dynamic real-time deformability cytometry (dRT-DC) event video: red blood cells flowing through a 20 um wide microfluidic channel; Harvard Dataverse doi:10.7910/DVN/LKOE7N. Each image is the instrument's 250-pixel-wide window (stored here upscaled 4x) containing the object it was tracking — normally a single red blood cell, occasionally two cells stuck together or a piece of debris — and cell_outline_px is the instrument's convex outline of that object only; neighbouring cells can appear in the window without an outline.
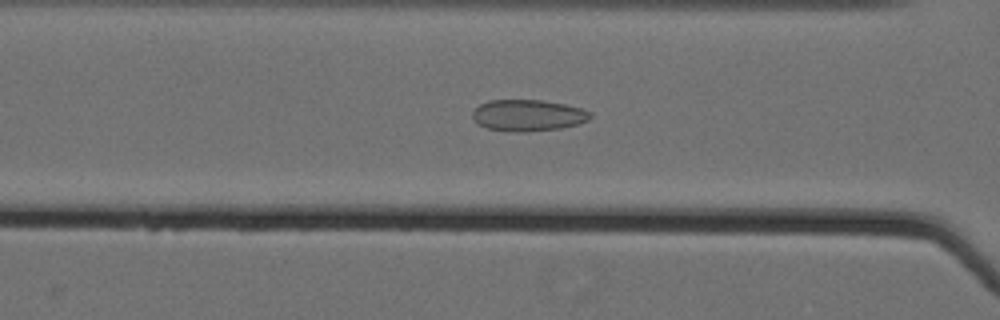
{"species": "Egyptian fruit bat (a non-hibernating species)", "species_latin": "Rousettus aegyptiacus", "temperature_condition": "cold", "stored_images_in_passage": 49, "camera_frame_rate_fps": 3000, "um_per_image_px": 0.085, "animal": {"sex": "female"}, "frame": {"image": 1, "passage_image": 18, "time_ms": 5.667, "image_size_px": [1000, 320], "cell_outline_px": [[592, 116], [588, 120], [576, 124], [560, 128], [524, 132], [512, 132], [488, 128], [480, 124], [472, 116], [472, 112], [480, 104], [488, 100], [540, 100], [564, 104], [580, 108], [592, 112]], "centroid_in_image_um": [44.88, 9.8], "position_along_channel_um": 121.7, "area_um2": 21.39}}
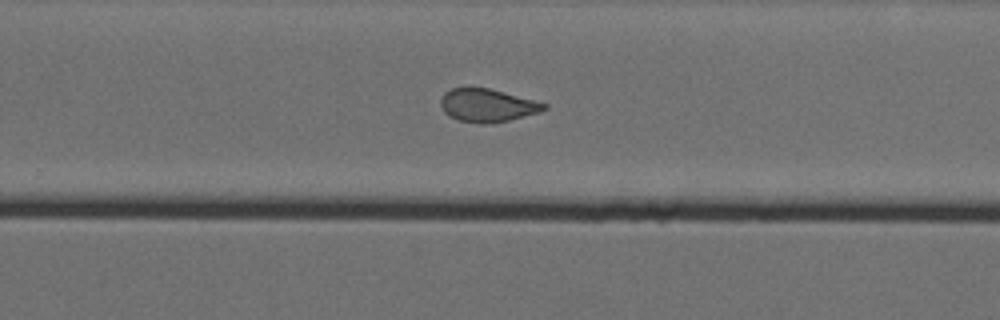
{"frame": {"image": 2, "passage_image": 32, "time_ms": 10.333, "image_size_px": [1000, 320], "cell_outline_px": [[548, 108], [540, 112], [508, 120], [488, 124], [480, 124], [456, 120], [448, 116], [444, 112], [440, 104], [440, 100], [444, 92], [452, 88], [468, 84], [488, 88], [504, 92], [548, 104]], "centroid_in_image_um": [41.36, 8.93], "position_along_channel_um": 288.4, "area_um2": 20.46}}
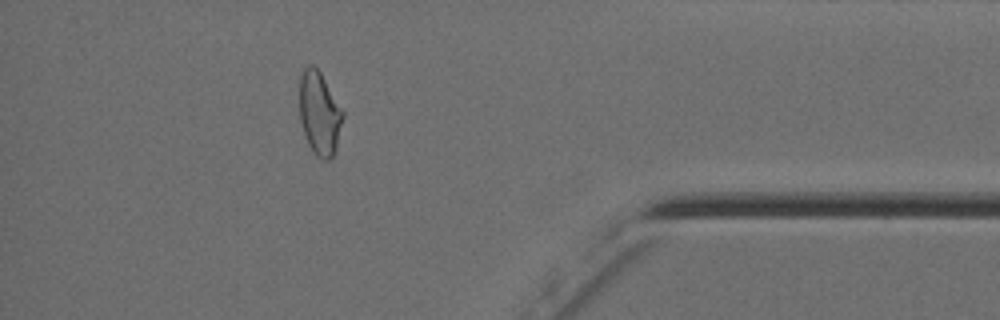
{"frame": {"image": 3, "passage_image": 44, "time_ms": 14.333, "image_size_px": [1000, 320], "cell_outline_px": [[344, 116], [336, 144], [332, 156], [328, 160], [324, 160], [316, 156], [312, 152], [308, 144], [300, 120], [300, 76], [304, 68], [308, 64], [312, 64], [320, 72], [344, 112]], "centroid_in_image_um": [27.14, 9.62], "position_along_channel_um": 408.1, "area_um2": 20.81}, "authors_computed_cell_mechanics": {"area_um2": 21.097, "velocity_mm_per_s": 3.581, "shape_relaxation_time_tau1_ms": null, "shape_relaxation_time_tau2_ms": 1.6425, "deformation_change_tau1": null, "deformation_change_tau2": 0.0832}}